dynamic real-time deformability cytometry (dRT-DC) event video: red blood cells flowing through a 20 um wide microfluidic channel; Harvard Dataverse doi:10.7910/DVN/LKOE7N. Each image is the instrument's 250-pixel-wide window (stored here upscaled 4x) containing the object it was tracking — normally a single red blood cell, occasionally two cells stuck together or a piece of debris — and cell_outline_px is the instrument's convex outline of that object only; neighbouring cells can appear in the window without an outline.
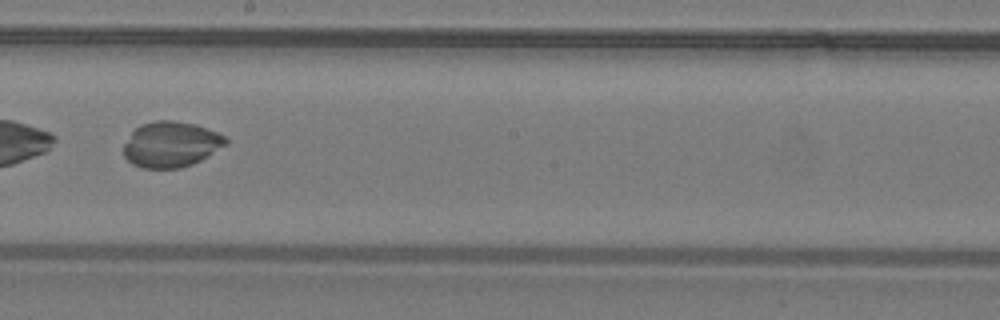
{"species": "common noctule bat (a hibernating species)", "species_latin": "Nyctalus noctula", "temperature_condition": "warm", "stored_images_in_passage": 47, "camera_frame_rate_fps": 3000, "um_per_image_px": 0.085, "animal": {"sex": "male", "body_mass_g": 19.2, "forearm_length_mm": 51.8}, "frame": {"image": 1, "passage_image": 27, "time_ms": 8.667, "image_size_px": [1000, 320], "cell_outline_px": [[228, 144], [208, 156], [192, 164], [180, 168], [140, 168], [132, 164], [124, 156], [124, 144], [132, 132], [140, 124], [156, 120], [172, 120], [196, 124], [216, 132], [224, 136], [228, 140]], "centroid_in_image_um": [14.53, 12.27], "position_along_channel_um": 233.7, "area_um2": 27.22}}